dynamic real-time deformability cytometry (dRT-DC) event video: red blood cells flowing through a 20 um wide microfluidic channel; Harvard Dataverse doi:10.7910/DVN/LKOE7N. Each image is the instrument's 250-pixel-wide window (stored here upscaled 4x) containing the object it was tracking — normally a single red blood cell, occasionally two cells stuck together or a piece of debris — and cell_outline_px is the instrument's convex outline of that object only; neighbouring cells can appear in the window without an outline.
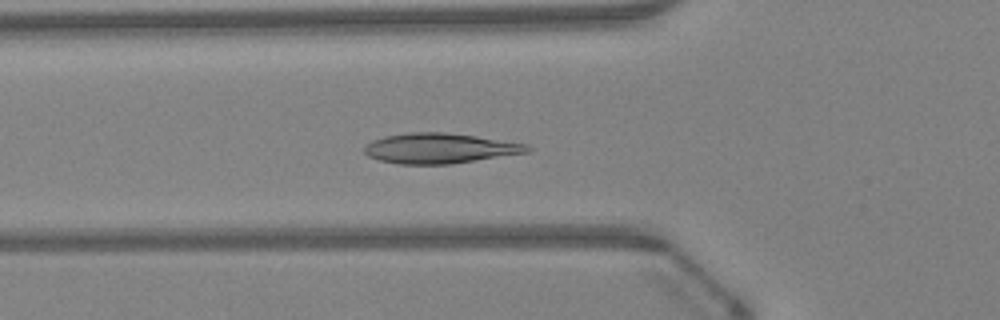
{"species": "Egyptian fruit bat (a non-hibernating species)", "species_latin": "Rousettus aegyptiacus", "temperature_condition": "warm", "stored_images_in_passage": 48, "camera_frame_rate_fps": 3000, "um_per_image_px": 0.085, "animal": {"sex": "female"}, "frame": {"image": 1, "passage_image": 17, "time_ms": 5.333, "image_size_px": [1000, 320], "cell_outline_px": [[532, 148], [528, 152], [452, 164], [400, 164], [380, 160], [368, 156], [364, 152], [364, 148], [372, 140], [384, 136], [408, 132], [444, 132], [476, 136], [528, 144]], "centroid_in_image_um": [37.37, 12.6], "position_along_channel_um": 88.4, "area_um2": 28.61}}
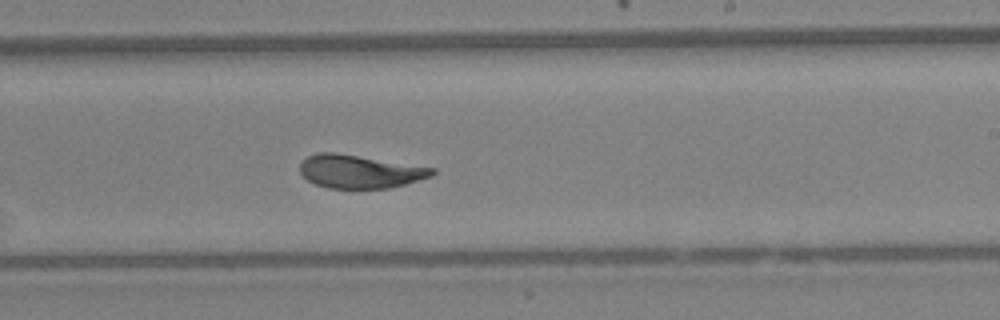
{"frame": {"image": 2, "passage_image": 29, "time_ms": 9.333, "image_size_px": [1000, 320], "cell_outline_px": [[436, 172], [432, 176], [404, 184], [388, 188], [328, 188], [316, 184], [308, 180], [300, 172], [300, 164], [308, 156], [320, 152], [336, 152], [436, 168]], "centroid_in_image_um": [30.59, 14.57], "position_along_channel_um": 258.4, "area_um2": 25.49}}
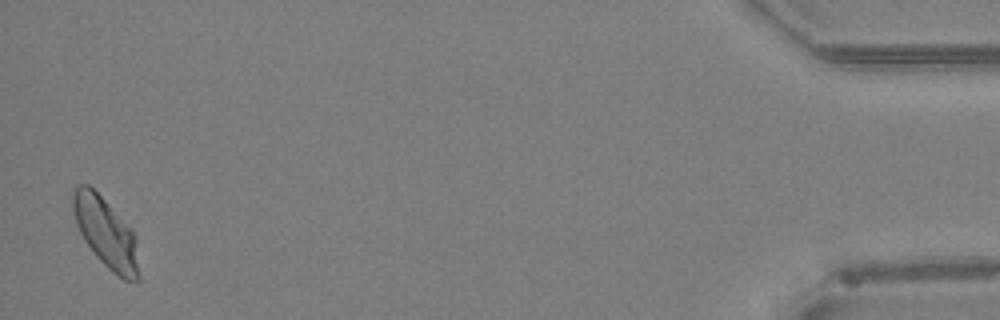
{"frame": {"image": 3, "passage_image": 47, "time_ms": 15.333, "image_size_px": [1000, 320], "cell_outline_px": [[140, 280], [124, 280], [112, 272], [96, 256], [84, 240], [76, 224], [72, 208], [72, 192], [80, 184], [88, 184], [132, 228], [136, 240], [140, 276]], "centroid_in_image_um": [9.01, 19.81], "position_along_channel_um": 426.2, "area_um2": 26.76}, "authors_computed_cell_mechanics": {"area_um2": 26.877, "velocity_mm_per_s": 4.2661, "shape_relaxation_time_tau1_ms": 5.7934, "shape_relaxation_time_tau2_ms": 1.3113, "deformation_change_tau1": 0.1702, "deformation_change_tau2": 0.0528}}